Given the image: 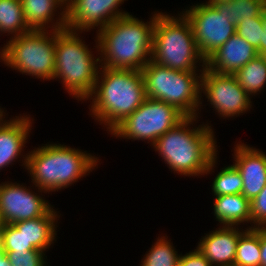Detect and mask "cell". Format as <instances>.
Segmentation results:
<instances>
[{
	"instance_id": "cell-2",
	"label": "cell",
	"mask_w": 266,
	"mask_h": 266,
	"mask_svg": "<svg viewBox=\"0 0 266 266\" xmlns=\"http://www.w3.org/2000/svg\"><path fill=\"white\" fill-rule=\"evenodd\" d=\"M145 22L132 14L119 17L96 32L100 65L141 70L151 60L156 11Z\"/></svg>"
},
{
	"instance_id": "cell-12",
	"label": "cell",
	"mask_w": 266,
	"mask_h": 266,
	"mask_svg": "<svg viewBox=\"0 0 266 266\" xmlns=\"http://www.w3.org/2000/svg\"><path fill=\"white\" fill-rule=\"evenodd\" d=\"M25 185L17 181L0 183L1 224H14L18 221L42 217L54 206L46 200L44 194L47 192L40 190L34 184L28 187Z\"/></svg>"
},
{
	"instance_id": "cell-21",
	"label": "cell",
	"mask_w": 266,
	"mask_h": 266,
	"mask_svg": "<svg viewBox=\"0 0 266 266\" xmlns=\"http://www.w3.org/2000/svg\"><path fill=\"white\" fill-rule=\"evenodd\" d=\"M233 75L251 98L261 94L266 88V62L259 54Z\"/></svg>"
},
{
	"instance_id": "cell-18",
	"label": "cell",
	"mask_w": 266,
	"mask_h": 266,
	"mask_svg": "<svg viewBox=\"0 0 266 266\" xmlns=\"http://www.w3.org/2000/svg\"><path fill=\"white\" fill-rule=\"evenodd\" d=\"M21 2L25 21L31 30L66 29V0H21Z\"/></svg>"
},
{
	"instance_id": "cell-23",
	"label": "cell",
	"mask_w": 266,
	"mask_h": 266,
	"mask_svg": "<svg viewBox=\"0 0 266 266\" xmlns=\"http://www.w3.org/2000/svg\"><path fill=\"white\" fill-rule=\"evenodd\" d=\"M260 227L246 229L238 239L234 266H260Z\"/></svg>"
},
{
	"instance_id": "cell-19",
	"label": "cell",
	"mask_w": 266,
	"mask_h": 266,
	"mask_svg": "<svg viewBox=\"0 0 266 266\" xmlns=\"http://www.w3.org/2000/svg\"><path fill=\"white\" fill-rule=\"evenodd\" d=\"M54 206L42 217L22 220L13 225L22 232L28 244L43 252L49 251L57 241L59 211Z\"/></svg>"
},
{
	"instance_id": "cell-37",
	"label": "cell",
	"mask_w": 266,
	"mask_h": 266,
	"mask_svg": "<svg viewBox=\"0 0 266 266\" xmlns=\"http://www.w3.org/2000/svg\"><path fill=\"white\" fill-rule=\"evenodd\" d=\"M6 255L5 251L2 249V246L0 244V261L2 260V258Z\"/></svg>"
},
{
	"instance_id": "cell-4",
	"label": "cell",
	"mask_w": 266,
	"mask_h": 266,
	"mask_svg": "<svg viewBox=\"0 0 266 266\" xmlns=\"http://www.w3.org/2000/svg\"><path fill=\"white\" fill-rule=\"evenodd\" d=\"M140 70L100 67L90 101V115L109 133L146 100Z\"/></svg>"
},
{
	"instance_id": "cell-10",
	"label": "cell",
	"mask_w": 266,
	"mask_h": 266,
	"mask_svg": "<svg viewBox=\"0 0 266 266\" xmlns=\"http://www.w3.org/2000/svg\"><path fill=\"white\" fill-rule=\"evenodd\" d=\"M201 105L197 117L201 116V110L204 109V98L208 99L206 103L213 108L215 115L221 119H231L247 114L253 107L252 98L238 84L233 74H221L209 70L206 66L201 75ZM203 93V94H202ZM236 116V117H235Z\"/></svg>"
},
{
	"instance_id": "cell-9",
	"label": "cell",
	"mask_w": 266,
	"mask_h": 266,
	"mask_svg": "<svg viewBox=\"0 0 266 266\" xmlns=\"http://www.w3.org/2000/svg\"><path fill=\"white\" fill-rule=\"evenodd\" d=\"M186 116L175 106L146 98L130 115L117 124L108 135L126 141H144L153 146L157 139L174 128ZM128 139V140H127Z\"/></svg>"
},
{
	"instance_id": "cell-5",
	"label": "cell",
	"mask_w": 266,
	"mask_h": 266,
	"mask_svg": "<svg viewBox=\"0 0 266 266\" xmlns=\"http://www.w3.org/2000/svg\"><path fill=\"white\" fill-rule=\"evenodd\" d=\"M82 33L85 32L56 30L53 81H61L69 96L83 103L93 93L101 65L97 36L94 37L96 46L92 49L96 50L93 53L91 47L82 39Z\"/></svg>"
},
{
	"instance_id": "cell-31",
	"label": "cell",
	"mask_w": 266,
	"mask_h": 266,
	"mask_svg": "<svg viewBox=\"0 0 266 266\" xmlns=\"http://www.w3.org/2000/svg\"><path fill=\"white\" fill-rule=\"evenodd\" d=\"M177 266H212L206 257L195 248L188 253L182 254Z\"/></svg>"
},
{
	"instance_id": "cell-38",
	"label": "cell",
	"mask_w": 266,
	"mask_h": 266,
	"mask_svg": "<svg viewBox=\"0 0 266 266\" xmlns=\"http://www.w3.org/2000/svg\"><path fill=\"white\" fill-rule=\"evenodd\" d=\"M261 56L263 57L264 61L266 62V52L263 53Z\"/></svg>"
},
{
	"instance_id": "cell-15",
	"label": "cell",
	"mask_w": 266,
	"mask_h": 266,
	"mask_svg": "<svg viewBox=\"0 0 266 266\" xmlns=\"http://www.w3.org/2000/svg\"><path fill=\"white\" fill-rule=\"evenodd\" d=\"M234 144L232 158L243 180L241 194L251 201L266 185V153L242 140Z\"/></svg>"
},
{
	"instance_id": "cell-24",
	"label": "cell",
	"mask_w": 266,
	"mask_h": 266,
	"mask_svg": "<svg viewBox=\"0 0 266 266\" xmlns=\"http://www.w3.org/2000/svg\"><path fill=\"white\" fill-rule=\"evenodd\" d=\"M216 9H224L228 21L234 25L245 19L263 17L266 11V0H232L212 4Z\"/></svg>"
},
{
	"instance_id": "cell-22",
	"label": "cell",
	"mask_w": 266,
	"mask_h": 266,
	"mask_svg": "<svg viewBox=\"0 0 266 266\" xmlns=\"http://www.w3.org/2000/svg\"><path fill=\"white\" fill-rule=\"evenodd\" d=\"M21 0H0V33L10 38L29 32Z\"/></svg>"
},
{
	"instance_id": "cell-36",
	"label": "cell",
	"mask_w": 266,
	"mask_h": 266,
	"mask_svg": "<svg viewBox=\"0 0 266 266\" xmlns=\"http://www.w3.org/2000/svg\"><path fill=\"white\" fill-rule=\"evenodd\" d=\"M7 110H4L3 107L0 106V120L3 118L4 115H6Z\"/></svg>"
},
{
	"instance_id": "cell-17",
	"label": "cell",
	"mask_w": 266,
	"mask_h": 266,
	"mask_svg": "<svg viewBox=\"0 0 266 266\" xmlns=\"http://www.w3.org/2000/svg\"><path fill=\"white\" fill-rule=\"evenodd\" d=\"M257 55L258 51L235 33L206 59V67L221 74H234Z\"/></svg>"
},
{
	"instance_id": "cell-29",
	"label": "cell",
	"mask_w": 266,
	"mask_h": 266,
	"mask_svg": "<svg viewBox=\"0 0 266 266\" xmlns=\"http://www.w3.org/2000/svg\"><path fill=\"white\" fill-rule=\"evenodd\" d=\"M12 266H49L41 250L5 252Z\"/></svg>"
},
{
	"instance_id": "cell-1",
	"label": "cell",
	"mask_w": 266,
	"mask_h": 266,
	"mask_svg": "<svg viewBox=\"0 0 266 266\" xmlns=\"http://www.w3.org/2000/svg\"><path fill=\"white\" fill-rule=\"evenodd\" d=\"M199 118L186 116L152 146L168 169L184 178H207L218 167L216 132L208 120L197 126Z\"/></svg>"
},
{
	"instance_id": "cell-20",
	"label": "cell",
	"mask_w": 266,
	"mask_h": 266,
	"mask_svg": "<svg viewBox=\"0 0 266 266\" xmlns=\"http://www.w3.org/2000/svg\"><path fill=\"white\" fill-rule=\"evenodd\" d=\"M213 200L212 213L216 221L220 223L217 226L241 227L242 224L246 225L247 229L251 228L250 201L241 193L215 196Z\"/></svg>"
},
{
	"instance_id": "cell-26",
	"label": "cell",
	"mask_w": 266,
	"mask_h": 266,
	"mask_svg": "<svg viewBox=\"0 0 266 266\" xmlns=\"http://www.w3.org/2000/svg\"><path fill=\"white\" fill-rule=\"evenodd\" d=\"M218 171L211 185L212 196L239 194L243 188L240 171L234 164L226 165Z\"/></svg>"
},
{
	"instance_id": "cell-7",
	"label": "cell",
	"mask_w": 266,
	"mask_h": 266,
	"mask_svg": "<svg viewBox=\"0 0 266 266\" xmlns=\"http://www.w3.org/2000/svg\"><path fill=\"white\" fill-rule=\"evenodd\" d=\"M140 71L147 98L171 104L185 116L198 115L202 72L173 70L152 60Z\"/></svg>"
},
{
	"instance_id": "cell-32",
	"label": "cell",
	"mask_w": 266,
	"mask_h": 266,
	"mask_svg": "<svg viewBox=\"0 0 266 266\" xmlns=\"http://www.w3.org/2000/svg\"><path fill=\"white\" fill-rule=\"evenodd\" d=\"M260 248H261L260 266H266V227H260Z\"/></svg>"
},
{
	"instance_id": "cell-34",
	"label": "cell",
	"mask_w": 266,
	"mask_h": 266,
	"mask_svg": "<svg viewBox=\"0 0 266 266\" xmlns=\"http://www.w3.org/2000/svg\"><path fill=\"white\" fill-rule=\"evenodd\" d=\"M0 266H12L6 255L0 261Z\"/></svg>"
},
{
	"instance_id": "cell-16",
	"label": "cell",
	"mask_w": 266,
	"mask_h": 266,
	"mask_svg": "<svg viewBox=\"0 0 266 266\" xmlns=\"http://www.w3.org/2000/svg\"><path fill=\"white\" fill-rule=\"evenodd\" d=\"M242 228V229H241ZM219 226L201 236L196 248L212 266H233L239 236L246 226Z\"/></svg>"
},
{
	"instance_id": "cell-35",
	"label": "cell",
	"mask_w": 266,
	"mask_h": 266,
	"mask_svg": "<svg viewBox=\"0 0 266 266\" xmlns=\"http://www.w3.org/2000/svg\"><path fill=\"white\" fill-rule=\"evenodd\" d=\"M230 1H232V0H207L204 3L214 4V3H217V2H230Z\"/></svg>"
},
{
	"instance_id": "cell-28",
	"label": "cell",
	"mask_w": 266,
	"mask_h": 266,
	"mask_svg": "<svg viewBox=\"0 0 266 266\" xmlns=\"http://www.w3.org/2000/svg\"><path fill=\"white\" fill-rule=\"evenodd\" d=\"M236 33L251 44L260 55V42L264 33L263 17L245 19L236 25Z\"/></svg>"
},
{
	"instance_id": "cell-3",
	"label": "cell",
	"mask_w": 266,
	"mask_h": 266,
	"mask_svg": "<svg viewBox=\"0 0 266 266\" xmlns=\"http://www.w3.org/2000/svg\"><path fill=\"white\" fill-rule=\"evenodd\" d=\"M49 143L28 152L25 169L31 183L48 194L69 188L101 164V159L88 151Z\"/></svg>"
},
{
	"instance_id": "cell-30",
	"label": "cell",
	"mask_w": 266,
	"mask_h": 266,
	"mask_svg": "<svg viewBox=\"0 0 266 266\" xmlns=\"http://www.w3.org/2000/svg\"><path fill=\"white\" fill-rule=\"evenodd\" d=\"M251 228L266 227V185L250 201Z\"/></svg>"
},
{
	"instance_id": "cell-33",
	"label": "cell",
	"mask_w": 266,
	"mask_h": 266,
	"mask_svg": "<svg viewBox=\"0 0 266 266\" xmlns=\"http://www.w3.org/2000/svg\"><path fill=\"white\" fill-rule=\"evenodd\" d=\"M264 33L262 35V42H260V55L266 52V11L263 14Z\"/></svg>"
},
{
	"instance_id": "cell-14",
	"label": "cell",
	"mask_w": 266,
	"mask_h": 266,
	"mask_svg": "<svg viewBox=\"0 0 266 266\" xmlns=\"http://www.w3.org/2000/svg\"><path fill=\"white\" fill-rule=\"evenodd\" d=\"M7 116H9L8 113L0 120V172L2 169L10 167L9 165L12 166L14 162L19 161V158L20 163H22L21 166L26 169L28 151L24 153L26 152L24 147L28 143L29 134L32 132V127H34L32 125L35 120L30 117L32 115H26V113L9 119L6 118Z\"/></svg>"
},
{
	"instance_id": "cell-11",
	"label": "cell",
	"mask_w": 266,
	"mask_h": 266,
	"mask_svg": "<svg viewBox=\"0 0 266 266\" xmlns=\"http://www.w3.org/2000/svg\"><path fill=\"white\" fill-rule=\"evenodd\" d=\"M187 8L180 12L191 24L195 42L206 60L236 33V25L228 21L224 9L212 4L198 2Z\"/></svg>"
},
{
	"instance_id": "cell-6",
	"label": "cell",
	"mask_w": 266,
	"mask_h": 266,
	"mask_svg": "<svg viewBox=\"0 0 266 266\" xmlns=\"http://www.w3.org/2000/svg\"><path fill=\"white\" fill-rule=\"evenodd\" d=\"M172 15L156 11L151 60L173 70L202 72L206 60L195 42L191 24L181 12Z\"/></svg>"
},
{
	"instance_id": "cell-13",
	"label": "cell",
	"mask_w": 266,
	"mask_h": 266,
	"mask_svg": "<svg viewBox=\"0 0 266 266\" xmlns=\"http://www.w3.org/2000/svg\"><path fill=\"white\" fill-rule=\"evenodd\" d=\"M128 0H67L66 29L90 32L99 31L115 19L130 12L119 9Z\"/></svg>"
},
{
	"instance_id": "cell-8",
	"label": "cell",
	"mask_w": 266,
	"mask_h": 266,
	"mask_svg": "<svg viewBox=\"0 0 266 266\" xmlns=\"http://www.w3.org/2000/svg\"><path fill=\"white\" fill-rule=\"evenodd\" d=\"M0 47V62L22 75L53 80L56 30H30Z\"/></svg>"
},
{
	"instance_id": "cell-27",
	"label": "cell",
	"mask_w": 266,
	"mask_h": 266,
	"mask_svg": "<svg viewBox=\"0 0 266 266\" xmlns=\"http://www.w3.org/2000/svg\"><path fill=\"white\" fill-rule=\"evenodd\" d=\"M0 244L5 252L38 250L28 244L13 224H0Z\"/></svg>"
},
{
	"instance_id": "cell-25",
	"label": "cell",
	"mask_w": 266,
	"mask_h": 266,
	"mask_svg": "<svg viewBox=\"0 0 266 266\" xmlns=\"http://www.w3.org/2000/svg\"><path fill=\"white\" fill-rule=\"evenodd\" d=\"M167 234H163L155 240L151 248H149L144 257H142L140 266H177L181 253L168 238Z\"/></svg>"
}]
</instances>
